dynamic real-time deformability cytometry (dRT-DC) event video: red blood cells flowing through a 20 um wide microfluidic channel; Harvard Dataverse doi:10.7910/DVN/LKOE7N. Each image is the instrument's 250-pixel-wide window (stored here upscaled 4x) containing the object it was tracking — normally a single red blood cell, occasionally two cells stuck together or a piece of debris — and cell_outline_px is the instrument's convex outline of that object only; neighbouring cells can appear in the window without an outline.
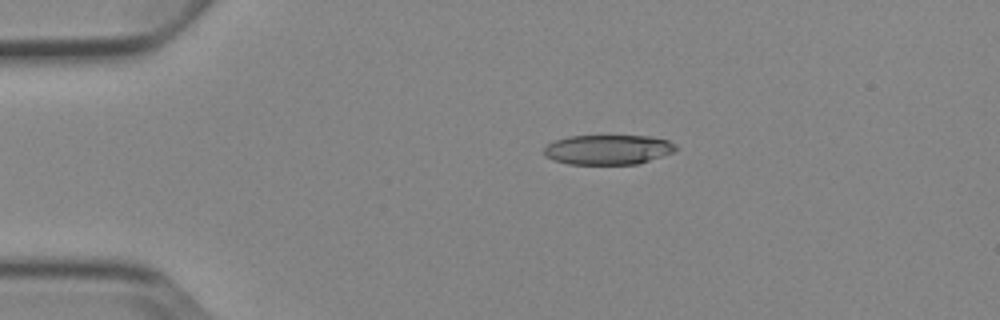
{"species": "Egyptian fruit bat (a non-hibernating species)", "species_latin": "Rousettus aegyptiacus", "temperature_condition": "cold", "stored_images_in_passage": 5, "camera_frame_rate_fps": 3000, "um_per_image_px": 0.085, "animal": {"sex": "female"}, "frame": {"image": 1, "passage_image": 3, "time_ms": 2.333, "image_size_px": [1000, 320], "cell_outline_px": [[680, 148], [672, 152], [636, 164], [568, 164], [552, 160], [544, 156], [544, 148], [548, 144], [556, 140], [568, 136], [652, 136], [668, 140], [676, 144]], "centroid_in_image_um": [51.67, 12.71], "position_along_channel_um": 33.3, "area_um2": 22.89}}
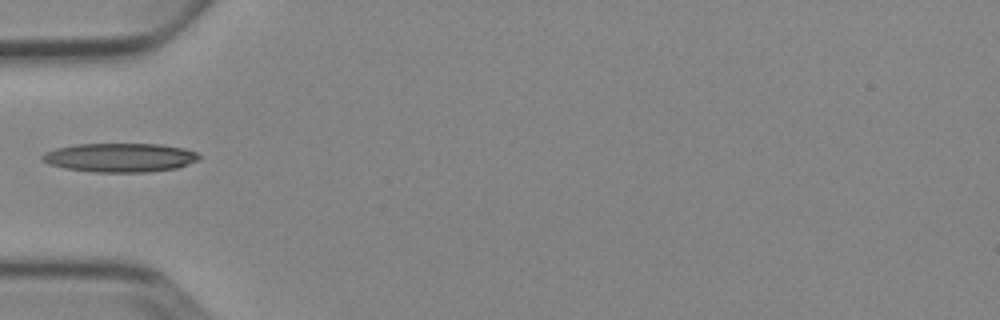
{"frame": {"image": 2, "passage_image": 5, "time_ms": 4.667, "image_size_px": [1000, 320], "cell_outline_px": [[200, 160], [176, 168], [148, 172], [92, 172], [64, 168], [48, 164], [40, 160], [40, 156], [44, 152], [56, 148], [76, 144], [160, 144], [184, 148], [196, 152], [200, 156]], "centroid_in_image_um": [10.17, 13.39], "position_along_channel_um": 74.8, "area_um2": 26.65}}